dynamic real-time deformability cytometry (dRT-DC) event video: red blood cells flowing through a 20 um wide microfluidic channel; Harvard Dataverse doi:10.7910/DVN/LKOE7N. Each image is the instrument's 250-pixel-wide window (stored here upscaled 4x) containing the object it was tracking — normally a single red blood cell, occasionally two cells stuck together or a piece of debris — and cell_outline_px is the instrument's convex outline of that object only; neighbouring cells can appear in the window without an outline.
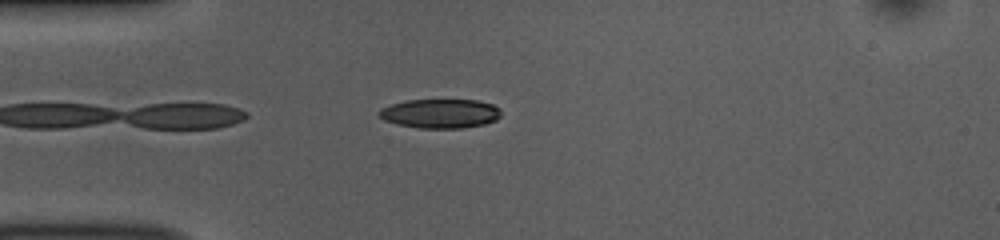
{"species": "common noctule bat (a hibernating species)", "species_latin": "Nyctalus noctula", "temperature_condition": "room temperature", "stored_images_in_passage": 25, "camera_frame_rate_fps": 3000, "um_per_image_px": 0.085, "animal": {"sex": "female", "body_mass_g": 10.0, "forearm_length_mm": 53.1}, "frame": {"image": 1, "passage_image": 1, "time_ms": 0.0, "image_size_px": [1000, 240], "cell_outline_px": [[500, 116], [496, 120], [484, 124], [464, 128], [420, 128], [396, 124], [384, 120], [376, 112], [380, 108], [392, 104], [408, 100], [476, 100], [492, 104], [500, 108]], "centroid_in_image_um": [37.41, 9.65], "position_along_channel_um": 47.6, "area_um2": 20.81}}